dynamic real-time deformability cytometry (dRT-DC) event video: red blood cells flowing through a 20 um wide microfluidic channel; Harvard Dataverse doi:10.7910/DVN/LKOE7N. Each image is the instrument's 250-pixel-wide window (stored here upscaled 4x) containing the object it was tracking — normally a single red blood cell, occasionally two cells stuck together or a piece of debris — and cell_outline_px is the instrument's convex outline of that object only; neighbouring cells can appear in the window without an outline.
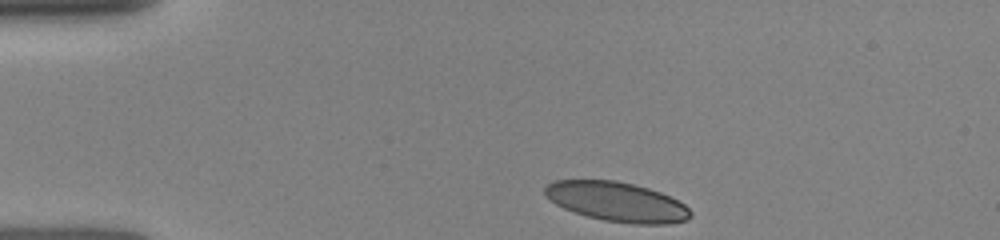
{"species": "human", "species_latin": "Homo sapiens", "temperature_condition": "room temperature", "stored_images_in_passage": 21, "camera_frame_rate_fps": 3000, "um_per_image_px": 0.085, "donor": {"sex": "female"}, "frame": {"image": 1, "passage_image": 1, "time_ms": 0.0, "image_size_px": [1000, 240], "cell_outline_px": [[692, 216], [688, 220], [668, 224], [636, 224], [604, 220], [588, 216], [564, 208], [556, 204], [544, 192], [544, 188], [548, 184], [556, 180], [616, 180], [648, 188], [660, 192], [684, 204], [692, 212]], "centroid_in_image_um": [52.47, 17.15], "position_along_channel_um": 32.5, "area_um2": 33.23}}
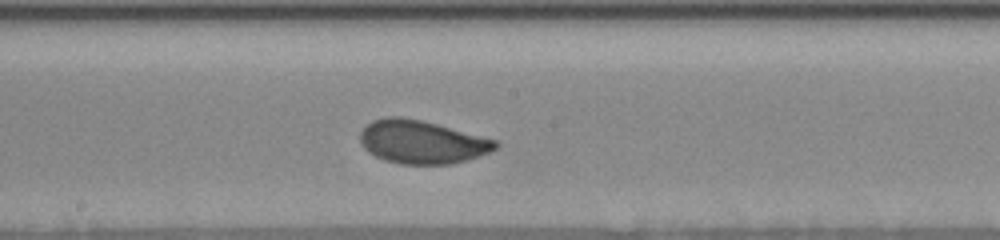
{"frame": {"image": 2, "passage_image": 12, "time_ms": 5.667, "image_size_px": [1000, 240], "cell_outline_px": [[500, 144], [496, 148], [488, 152], [468, 160], [452, 164], [400, 164], [384, 160], [368, 152], [364, 148], [360, 140], [360, 132], [372, 120], [384, 116], [400, 116], [420, 120], [436, 124], [496, 140]], "centroid_in_image_um": [35.83, 12.07], "position_along_channel_um": 212.4, "area_um2": 33.99}}
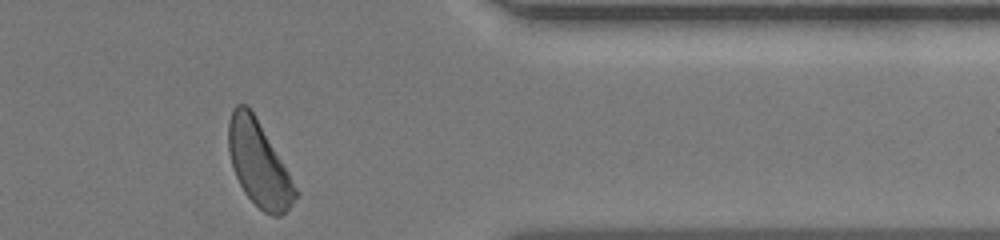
{"frame": {"image": 3, "passage_image": 21, "time_ms": 10.333, "image_size_px": [1000, 240], "cell_outline_px": [[300, 196], [280, 216], [272, 216], [264, 212], [244, 192], [236, 176], [228, 152], [228, 120], [232, 108], [236, 104], [244, 104], [256, 116], [300, 192]], "centroid_in_image_um": [22.01, 13.92], "position_along_channel_um": 389.4, "area_um2": 33.06}}